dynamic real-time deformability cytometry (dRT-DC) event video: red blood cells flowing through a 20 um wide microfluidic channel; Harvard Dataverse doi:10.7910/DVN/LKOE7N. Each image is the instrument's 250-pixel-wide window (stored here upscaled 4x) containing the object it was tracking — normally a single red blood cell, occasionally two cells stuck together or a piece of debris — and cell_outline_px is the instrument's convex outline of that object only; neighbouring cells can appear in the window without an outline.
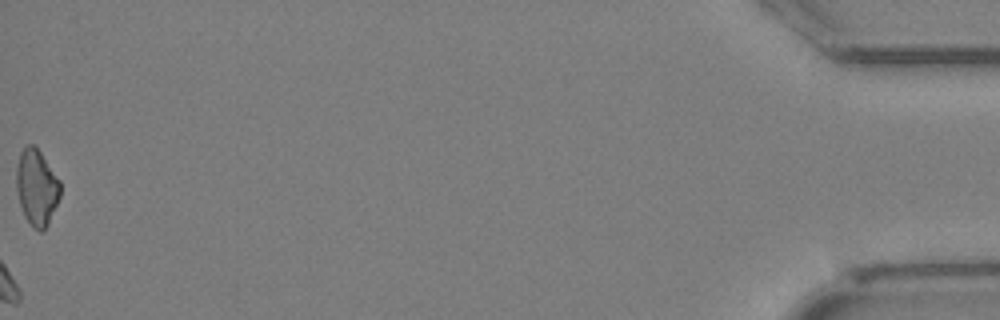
{"species": "Egyptian fruit bat (a non-hibernating species)", "species_latin": "Rousettus aegyptiacus", "temperature_condition": "cold", "stored_images_in_passage": 29, "camera_frame_rate_fps": 3000, "um_per_image_px": 0.085, "animal": {"sex": "female"}, "frame": {"image": 1, "passage_image": 29, "time_ms": 9.333, "image_size_px": [1000, 320], "cell_outline_px": [[60, 196], [48, 224], [40, 232], [24, 216], [20, 204], [16, 188], [16, 168], [20, 152], [28, 144], [32, 144], [40, 152], [60, 180]], "centroid_in_image_um": [3.11, 15.9], "position_along_channel_um": 432.1, "area_um2": 19.13}}